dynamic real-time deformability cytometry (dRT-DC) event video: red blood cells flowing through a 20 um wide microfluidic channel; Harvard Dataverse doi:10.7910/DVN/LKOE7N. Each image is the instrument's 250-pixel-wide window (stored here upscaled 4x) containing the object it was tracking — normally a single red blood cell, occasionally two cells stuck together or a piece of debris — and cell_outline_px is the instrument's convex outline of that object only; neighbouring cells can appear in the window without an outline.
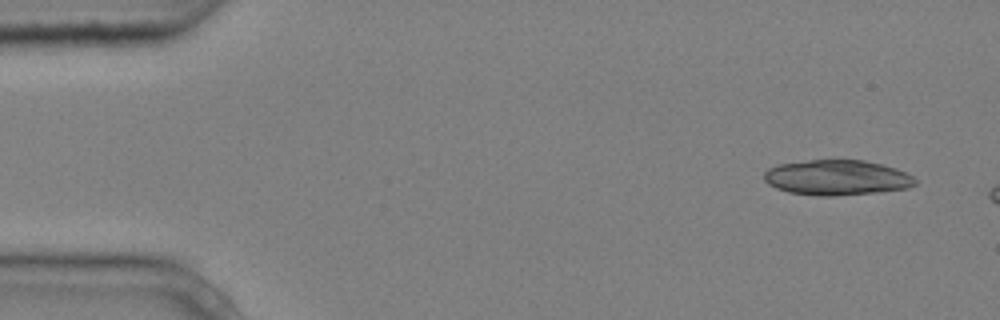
{"species": "common noctule bat (a hibernating species)", "species_latin": "Nyctalus noctula", "temperature_condition": "cold", "stored_images_in_passage": 3, "camera_frame_rate_fps": 3000, "um_per_image_px": 0.085, "animal": {"sex": "male", "body_mass_g": 20.4}, "frame": {"image": 1, "passage_image": 1, "time_ms": 0.0, "image_size_px": [1000, 320], "cell_outline_px": [[916, 184], [908, 188], [876, 192], [832, 196], [816, 196], [788, 192], [776, 188], [768, 184], [764, 180], [764, 172], [768, 168], [776, 164], [808, 160], [864, 160], [896, 168], [912, 176], [916, 180]], "centroid_in_image_um": [71.09, 15.09], "position_along_channel_um": 13.9, "area_um2": 31.1}}